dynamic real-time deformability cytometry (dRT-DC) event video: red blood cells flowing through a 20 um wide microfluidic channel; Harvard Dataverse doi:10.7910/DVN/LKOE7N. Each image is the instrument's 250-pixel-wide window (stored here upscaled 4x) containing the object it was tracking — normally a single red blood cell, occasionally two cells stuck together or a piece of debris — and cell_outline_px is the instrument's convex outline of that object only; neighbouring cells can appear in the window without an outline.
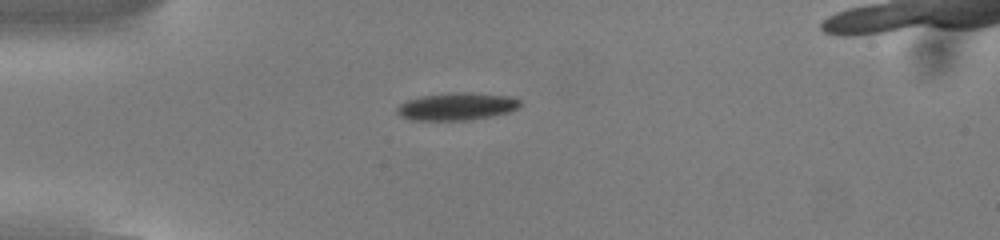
{"species": "common noctule bat (a hibernating species)", "species_latin": "Nyctalus noctula", "temperature_condition": "cold", "stored_images_in_passage": 51, "camera_frame_rate_fps": 3000, "um_per_image_px": 0.085, "animal": {"sex": "male", "body_mass_g": 13.0, "forearm_length_mm": 53.1}, "frame": {"image": 1, "passage_image": 11, "time_ms": 3.333, "image_size_px": [1000, 240], "cell_outline_px": [[520, 108], [508, 112], [492, 116], [468, 120], [412, 120], [400, 116], [396, 112], [396, 108], [400, 104], [408, 100], [420, 96], [460, 92], [468, 92], [508, 96], [520, 100]], "centroid_in_image_um": [38.82, 9.05], "position_along_channel_um": 46.2, "area_um2": 19.65}}
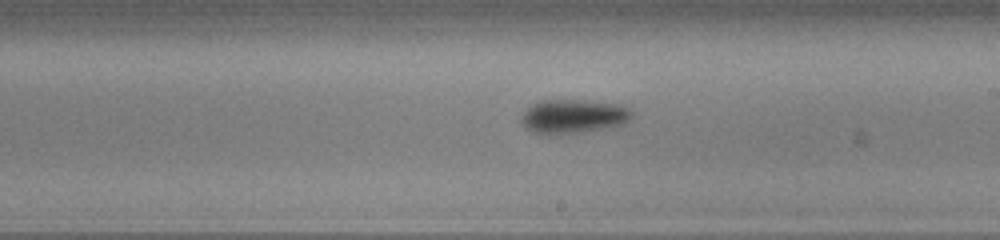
{"frame": {"image": 2, "passage_image": 28, "time_ms": 9.0, "image_size_px": [1000, 240], "cell_outline_px": [[632, 116], [628, 120], [620, 124], [604, 128], [580, 132], [536, 132], [528, 128], [520, 120], [524, 112], [532, 104], [544, 100], [584, 100], [620, 104], [632, 108]], "centroid_in_image_um": [48.79, 9.84], "position_along_channel_um": 240.2, "area_um2": 21.15}}
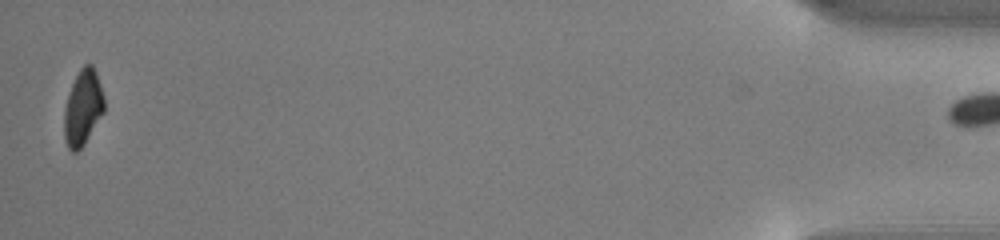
{"frame": {"image": 3, "passage_image": 50, "time_ms": 16.333, "image_size_px": [1000, 240], "cell_outline_px": [[104, 112], [84, 144], [76, 152], [72, 152], [68, 148], [64, 136], [64, 108], [72, 84], [80, 68], [84, 64], [92, 64], [96, 72], [104, 96]], "centroid_in_image_um": [7.05, 9.15], "position_along_channel_um": 428.2, "area_um2": 17.51}}